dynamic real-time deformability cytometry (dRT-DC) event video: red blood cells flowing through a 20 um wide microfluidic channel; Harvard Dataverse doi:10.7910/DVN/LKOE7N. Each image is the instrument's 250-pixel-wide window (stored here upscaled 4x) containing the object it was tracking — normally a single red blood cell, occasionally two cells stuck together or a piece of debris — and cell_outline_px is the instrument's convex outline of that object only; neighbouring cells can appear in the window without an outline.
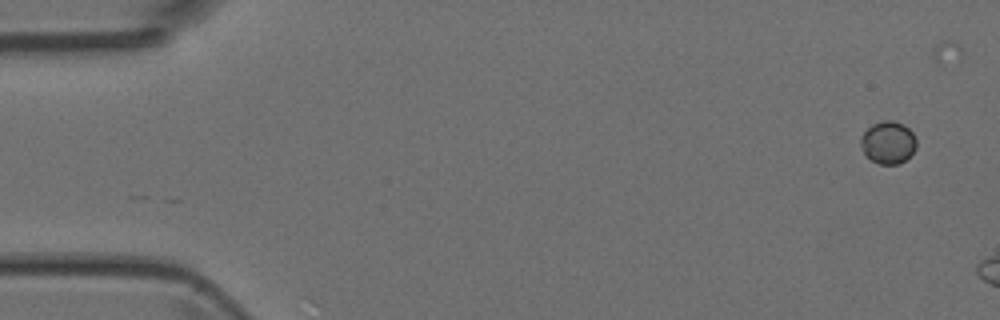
{"species": "Egyptian fruit bat (a non-hibernating species)", "species_latin": "Rousettus aegyptiacus", "temperature_condition": "room temperature", "stored_images_in_passage": 3, "camera_frame_rate_fps": 3000, "um_per_image_px": 0.085, "animal": {"sex": "female"}, "frame": {"image": 1, "passage_image": 1, "time_ms": 0.0, "image_size_px": [1000, 320], "cell_outline_px": [[916, 148], [900, 164], [880, 164], [872, 160], [864, 152], [860, 144], [860, 136], [872, 124], [884, 120], [892, 120], [904, 124], [912, 132], [916, 140]], "centroid_in_image_um": [75.48, 12.09], "position_along_channel_um": 9.5, "area_um2": 13.7}}